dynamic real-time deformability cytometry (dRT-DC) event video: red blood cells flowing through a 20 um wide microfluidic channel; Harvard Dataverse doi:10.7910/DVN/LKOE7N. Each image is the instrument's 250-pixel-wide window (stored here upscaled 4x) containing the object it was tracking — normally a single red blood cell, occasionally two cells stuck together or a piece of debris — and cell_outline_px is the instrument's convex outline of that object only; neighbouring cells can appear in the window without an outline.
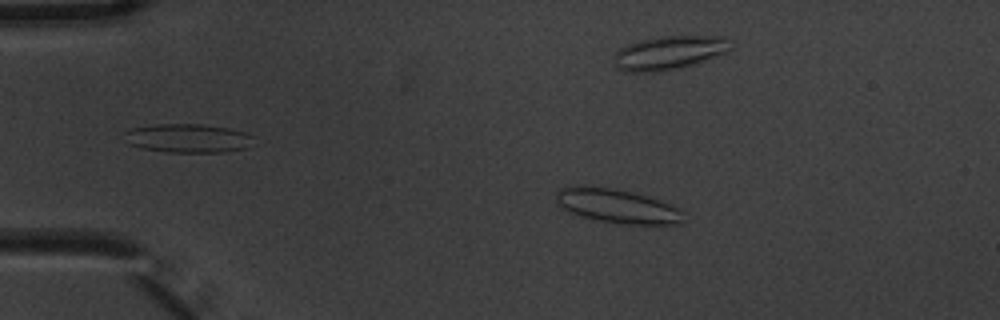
{"species": "common noctule bat (a hibernating species)", "species_latin": "Nyctalus noctula", "temperature_condition": "warm", "stored_images_in_passage": 9, "camera_frame_rate_fps": 3000, "um_per_image_px": 0.085, "animal": {"sex": "male", "body_mass_g": 20.1, "forearm_length_mm": 53.5}, "frame": {"image": 1, "passage_image": 2, "time_ms": 0.333, "image_size_px": [1000, 320], "cell_outline_px": [[684, 212], [680, 224], [624, 224], [600, 220], [580, 216], [556, 204], [556, 192], [560, 188], [572, 184], [612, 188], [632, 192], [648, 196], [660, 200]], "centroid_in_image_um": [52.41, 17.49], "position_along_channel_um": 32.6, "area_um2": 25.2}}
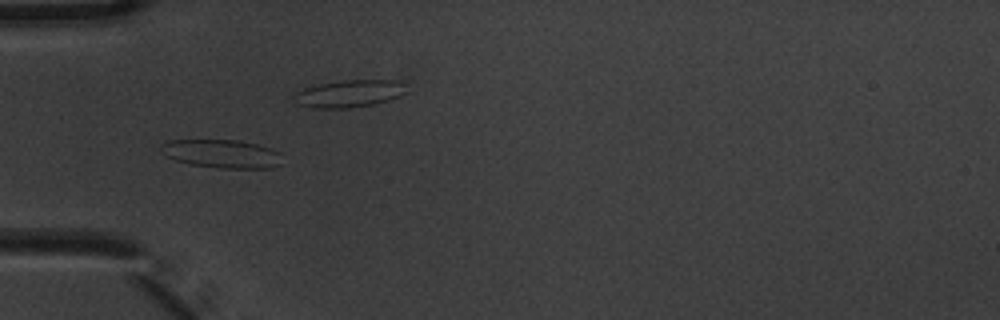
{"frame": {"image": 2, "passage_image": 4, "time_ms": 1.0, "image_size_px": [1000, 320], "cell_outline_px": [[280, 164], [272, 168], [220, 168], [192, 164], [176, 160], [164, 156], [160, 152], [160, 144], [168, 140], [236, 140], [256, 144], [272, 148], [280, 152]], "centroid_in_image_um": [18.82, 13.06], "position_along_channel_um": 66.2, "area_um2": 20.11}}
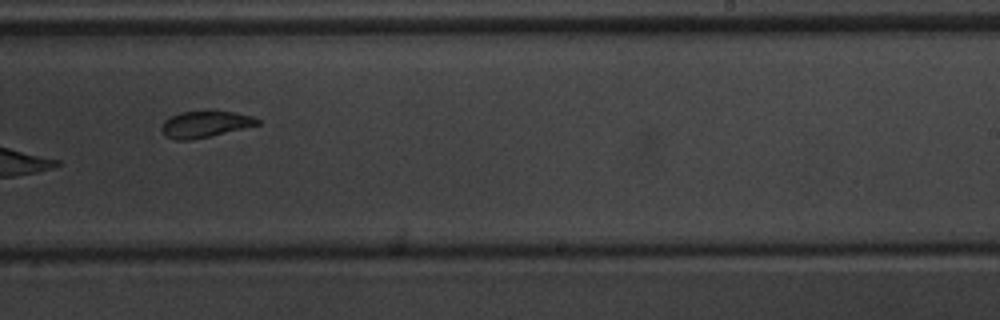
{"frame": {"image": 3, "passage_image": 9, "time_ms": 2.667, "image_size_px": [1000, 320], "cell_outline_px": [[260, 124], [192, 140], [176, 140], [164, 136], [160, 128], [164, 120], [180, 112], [208, 108], [212, 108], [252, 116], [260, 120]], "centroid_in_image_um": [17.39, 10.51], "position_along_channel_um": 271.6, "area_um2": 15.26}}